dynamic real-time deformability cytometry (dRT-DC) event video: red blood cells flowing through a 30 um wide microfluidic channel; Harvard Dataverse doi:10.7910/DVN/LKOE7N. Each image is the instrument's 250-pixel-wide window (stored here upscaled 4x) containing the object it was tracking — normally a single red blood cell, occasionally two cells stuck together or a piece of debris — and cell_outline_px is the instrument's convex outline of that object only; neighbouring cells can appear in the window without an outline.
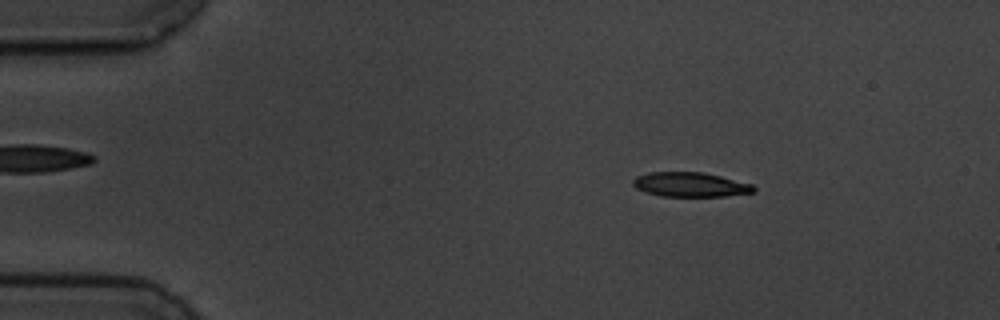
{"species": "common noctule bat (a hibernating species)", "species_latin": "Nyctalus noctula", "temperature_condition": "cold", "stored_images_in_passage": 3, "camera_frame_rate_fps": 3000, "um_per_image_px": 0.085, "animal": {"sex": "male", "body_mass_g": 19.5, "forearm_length_mm": 54.6}, "frame": {"image": 1, "passage_image": 2, "time_ms": 1.0, "image_size_px": [1000, 320], "cell_outline_px": [[756, 192], [724, 196], [660, 196], [636, 188], [632, 184], [632, 180], [636, 176], [648, 172], [704, 172], [752, 184], [756, 188]], "centroid_in_image_um": [58.68, 15.68], "position_along_channel_um": 26.3, "area_um2": 17.22}}